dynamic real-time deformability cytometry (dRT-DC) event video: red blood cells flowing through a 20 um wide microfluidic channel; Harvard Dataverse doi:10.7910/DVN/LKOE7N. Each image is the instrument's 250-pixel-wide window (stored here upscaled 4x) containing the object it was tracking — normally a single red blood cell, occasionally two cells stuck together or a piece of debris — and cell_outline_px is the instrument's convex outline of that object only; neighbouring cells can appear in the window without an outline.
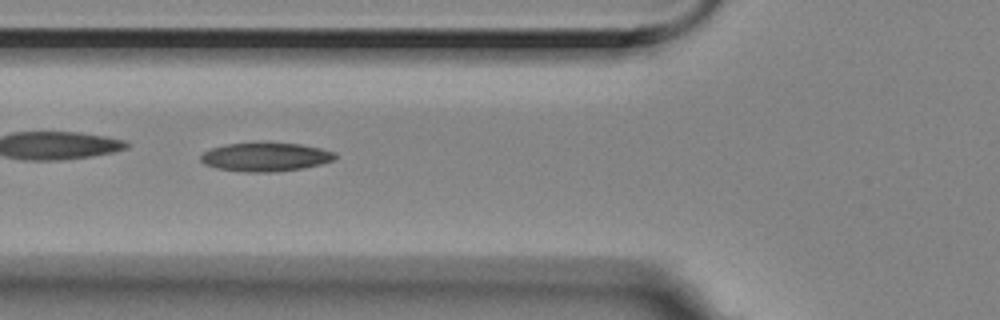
{"species": "Egyptian fruit bat (a non-hibernating species)", "species_latin": "Rousettus aegyptiacus", "temperature_condition": "room temperature", "stored_images_in_passage": 6, "camera_frame_rate_fps": 3000, "um_per_image_px": 0.085, "animal": {"sex": "female"}, "frame": {"image": 1, "passage_image": 6, "time_ms": 1.667, "image_size_px": [1000, 320], "cell_outline_px": [[336, 156], [332, 160], [320, 164], [304, 168], [276, 172], [244, 172], [216, 168], [204, 164], [200, 160], [200, 156], [204, 152], [212, 148], [224, 144], [300, 144], [320, 148], [336, 152]], "centroid_in_image_um": [22.55, 13.37], "position_along_channel_um": 103.2, "area_um2": 22.14}}